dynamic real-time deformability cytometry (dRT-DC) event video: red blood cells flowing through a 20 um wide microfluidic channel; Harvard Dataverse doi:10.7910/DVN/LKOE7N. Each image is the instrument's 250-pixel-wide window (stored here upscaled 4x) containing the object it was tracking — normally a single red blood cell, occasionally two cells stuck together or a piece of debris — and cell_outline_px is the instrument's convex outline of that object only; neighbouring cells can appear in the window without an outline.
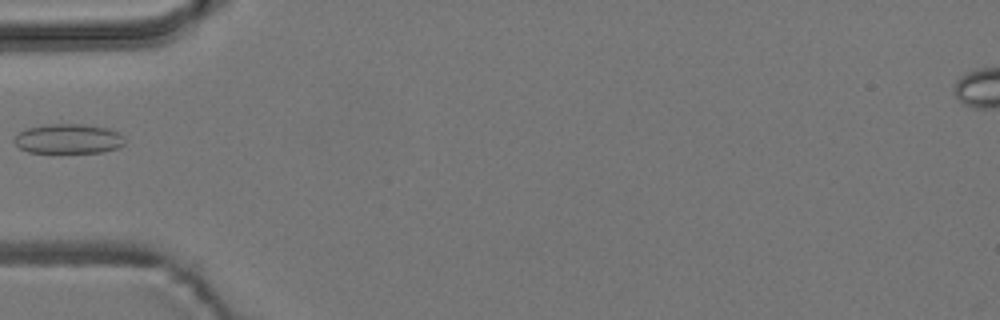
{"species": "common noctule bat (a hibernating species)", "species_latin": "Nyctalus noctula", "temperature_condition": "room temperature", "stored_images_in_passage": 5, "camera_frame_rate_fps": 3000, "um_per_image_px": 0.085, "animal": {"sex": "male", "body_mass_g": 19.2, "forearm_length_mm": 51.8}, "frame": {"image": 1, "passage_image": 4, "time_ms": 5.333, "image_size_px": [1000, 320], "cell_outline_px": [[124, 144], [120, 148], [104, 152], [28, 152], [20, 148], [12, 140], [20, 132], [28, 128], [48, 124], [80, 124], [108, 128], [120, 132], [124, 136]], "centroid_in_image_um": [5.86, 11.8], "position_along_channel_um": 79.1, "area_um2": 19.13}}
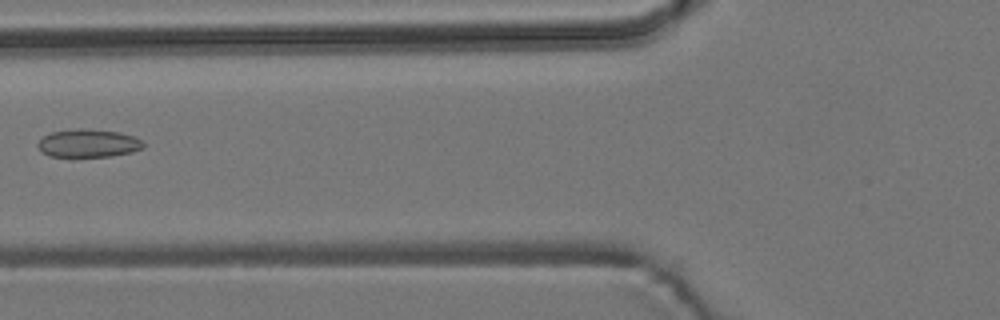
{"frame": {"image": 2, "passage_image": 5, "time_ms": 6.333, "image_size_px": [1000, 320], "cell_outline_px": [[144, 148], [132, 152], [112, 156], [48, 156], [40, 152], [36, 144], [44, 136], [52, 132], [80, 128], [84, 128], [120, 132], [136, 136], [144, 140]], "centroid_in_image_um": [7.54, 12.17], "position_along_channel_um": 118.3, "area_um2": 17.46}}